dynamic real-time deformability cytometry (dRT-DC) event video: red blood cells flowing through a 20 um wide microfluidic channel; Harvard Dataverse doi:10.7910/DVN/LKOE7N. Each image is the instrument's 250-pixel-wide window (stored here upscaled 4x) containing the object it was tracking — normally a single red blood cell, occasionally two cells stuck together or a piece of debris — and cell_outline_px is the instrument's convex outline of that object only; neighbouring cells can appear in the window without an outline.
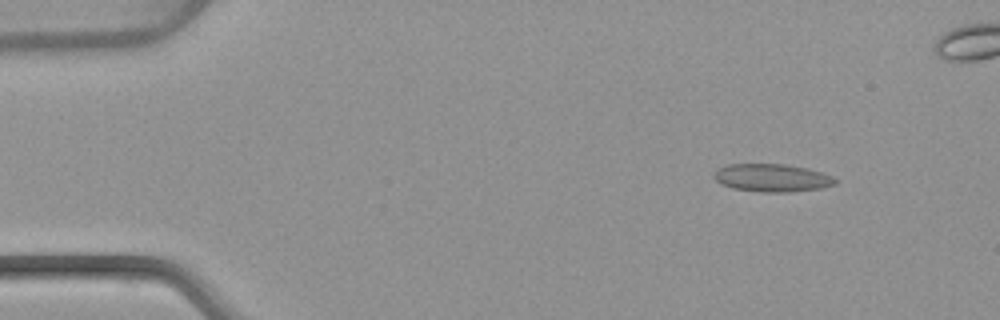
{"species": "common noctule bat (a hibernating species)", "species_latin": "Nyctalus noctula", "temperature_condition": "warm", "stored_images_in_passage": 5, "camera_frame_rate_fps": 3000, "um_per_image_px": 0.085, "animal": {"sex": "female", "body_mass_g": 22.7, "forearm_length_mm": 54.2}, "frame": {"image": 1, "passage_image": 2, "time_ms": 1.333, "image_size_px": [1000, 320], "cell_outline_px": [[836, 184], [820, 188], [792, 192], [760, 192], [732, 188], [716, 180], [712, 176], [720, 168], [728, 164], [784, 164], [808, 168], [832, 176], [836, 180]], "centroid_in_image_um": [65.64, 15.12], "position_along_channel_um": 19.4, "area_um2": 19.54}}